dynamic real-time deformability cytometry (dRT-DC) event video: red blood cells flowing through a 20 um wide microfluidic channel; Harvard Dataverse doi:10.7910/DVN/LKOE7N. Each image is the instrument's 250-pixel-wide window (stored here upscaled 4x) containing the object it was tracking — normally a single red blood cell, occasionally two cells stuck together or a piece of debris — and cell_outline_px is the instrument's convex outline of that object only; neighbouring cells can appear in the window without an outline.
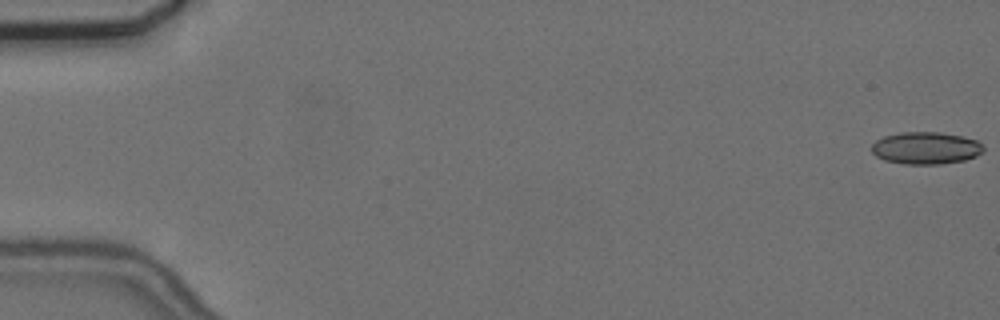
{"species": "common noctule bat (a hibernating species)", "species_latin": "Nyctalus noctula", "temperature_condition": "cold", "stored_images_in_passage": 16, "camera_frame_rate_fps": 3000, "um_per_image_px": 0.085, "animal": {"sex": "female", "body_mass_g": 24.6, "forearm_length_mm": 56.2}, "frame": {"image": 1, "passage_image": 1, "time_ms": 0.0, "image_size_px": [1000, 320], "cell_outline_px": [[984, 152], [976, 156], [964, 160], [940, 164], [904, 164], [884, 160], [876, 156], [872, 152], [872, 144], [876, 140], [884, 136], [900, 132], [940, 132], [960, 136], [976, 140], [984, 144]], "centroid_in_image_um": [78.71, 12.58], "position_along_channel_um": 6.3, "area_um2": 21.1}}
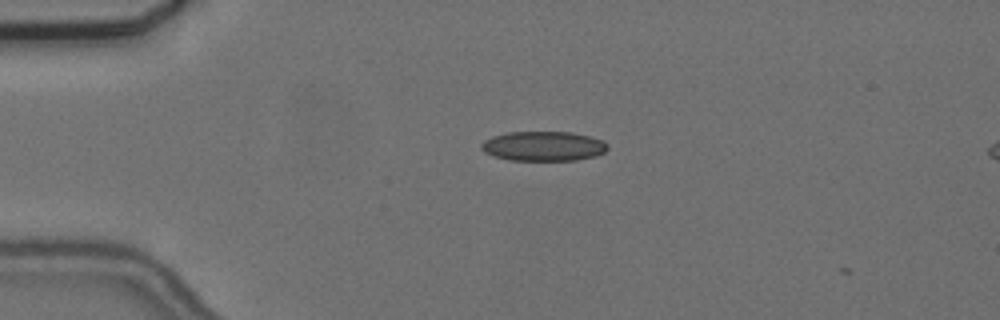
{"frame": {"image": 2, "passage_image": 14, "time_ms": 4.333, "image_size_px": [1000, 320], "cell_outline_px": [[608, 148], [604, 152], [596, 156], [576, 160], [508, 160], [484, 152], [480, 148], [480, 144], [484, 140], [492, 136], [508, 132], [572, 132], [604, 140], [608, 144]], "centroid_in_image_um": [46.19, 12.42], "position_along_channel_um": 38.8, "area_um2": 21.91}}